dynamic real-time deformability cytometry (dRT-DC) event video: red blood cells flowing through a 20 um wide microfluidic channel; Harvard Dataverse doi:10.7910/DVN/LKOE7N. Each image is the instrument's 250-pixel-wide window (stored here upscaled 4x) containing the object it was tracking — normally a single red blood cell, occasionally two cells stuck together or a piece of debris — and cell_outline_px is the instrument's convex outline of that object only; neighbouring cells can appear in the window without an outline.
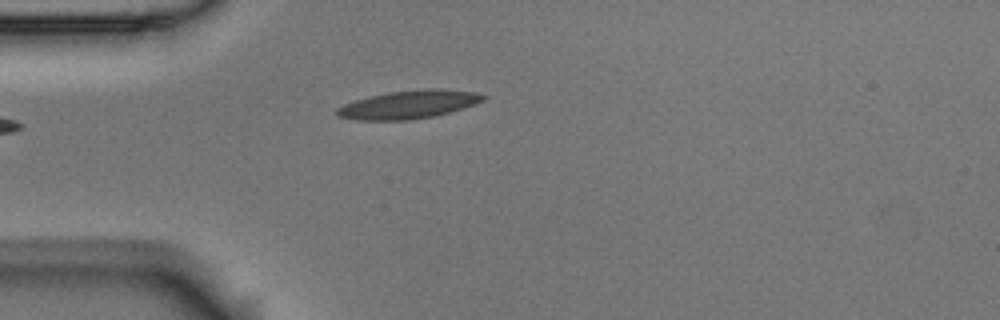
{"species": "Egyptian fruit bat (a non-hibernating species)", "species_latin": "Rousettus aegyptiacus", "temperature_condition": "room temperature", "stored_images_in_passage": 4, "camera_frame_rate_fps": 3000, "um_per_image_px": 0.085, "animal": {"sex": "male"}, "frame": {"image": 1, "passage_image": 4, "time_ms": 1.0, "image_size_px": [1000, 320], "cell_outline_px": [[488, 96], [484, 100], [476, 104], [464, 108], [432, 116], [408, 120], [356, 120], [336, 116], [336, 108], [344, 104], [356, 100], [388, 92], [428, 88], [440, 88], [476, 92]], "centroid_in_image_um": [34.76, 8.88], "position_along_channel_um": 50.2, "area_um2": 24.04}}